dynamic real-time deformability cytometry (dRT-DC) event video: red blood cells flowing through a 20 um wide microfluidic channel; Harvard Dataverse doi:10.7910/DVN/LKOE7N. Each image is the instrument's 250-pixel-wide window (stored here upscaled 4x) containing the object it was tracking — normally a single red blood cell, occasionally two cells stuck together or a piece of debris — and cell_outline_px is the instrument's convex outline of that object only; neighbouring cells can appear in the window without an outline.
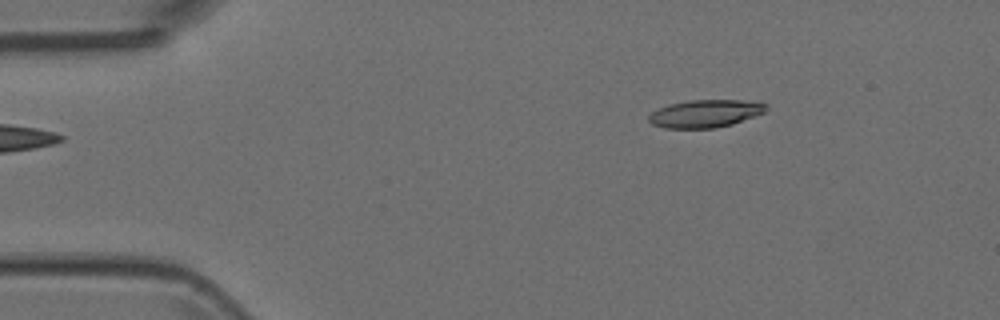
{"species": "Egyptian fruit bat (a non-hibernating species)", "species_latin": "Rousettus aegyptiacus", "temperature_condition": "room temperature", "stored_images_in_passage": 2, "camera_frame_rate_fps": 3000, "um_per_image_px": 0.085, "animal": {"sex": "female"}, "frame": {"image": 1, "passage_image": 2, "time_ms": 0.333, "image_size_px": [1000, 320], "cell_outline_px": [[768, 108], [764, 112], [732, 124], [716, 128], [664, 128], [652, 124], [648, 120], [648, 116], [652, 112], [668, 104], [688, 100], [740, 100], [768, 104]], "centroid_in_image_um": [59.92, 9.65], "position_along_channel_um": 25.1, "area_um2": 18.84}}